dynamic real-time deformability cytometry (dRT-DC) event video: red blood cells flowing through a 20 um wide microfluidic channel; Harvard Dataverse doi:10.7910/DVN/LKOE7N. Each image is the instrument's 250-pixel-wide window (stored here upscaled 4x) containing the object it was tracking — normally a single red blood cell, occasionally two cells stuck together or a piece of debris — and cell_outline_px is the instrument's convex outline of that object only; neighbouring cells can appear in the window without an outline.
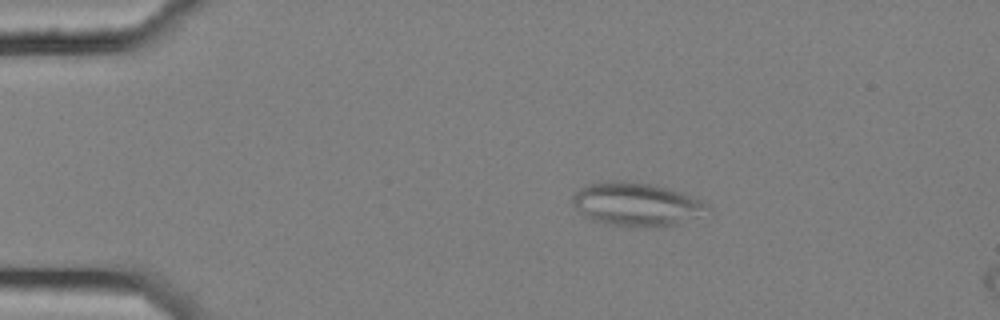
{"species": "common noctule bat (a hibernating species)", "species_latin": "Nyctalus noctula", "temperature_condition": "cold", "stored_images_in_passage": 4, "camera_frame_rate_fps": 3000, "um_per_image_px": 0.085, "animal": {"sex": "female", "body_mass_g": 25.1}, "frame": {"image": 1, "passage_image": 2, "time_ms": 0.333, "image_size_px": [1000, 320], "cell_outline_px": [[700, 204], [696, 208], [676, 224], [636, 228], [608, 224], [592, 220], [580, 212], [572, 204], [572, 196], [580, 188], [588, 184], [612, 180], [620, 180], [652, 184], [680, 192], [700, 200]], "centroid_in_image_um": [53.8, 17.33], "position_along_channel_um": 31.2, "area_um2": 32.37}}